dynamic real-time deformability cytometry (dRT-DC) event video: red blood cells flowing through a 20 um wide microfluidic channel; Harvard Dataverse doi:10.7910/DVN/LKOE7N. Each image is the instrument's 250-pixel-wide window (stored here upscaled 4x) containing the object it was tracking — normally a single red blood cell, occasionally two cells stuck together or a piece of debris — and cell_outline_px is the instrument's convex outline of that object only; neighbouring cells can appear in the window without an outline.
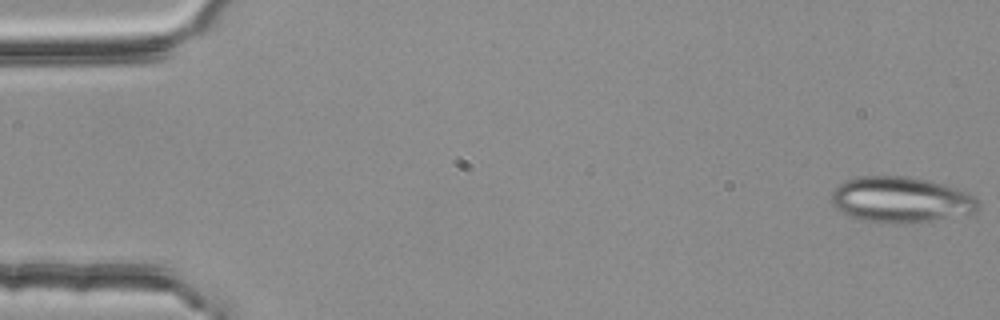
{"species": "common noctule bat (a hibernating species)", "species_latin": "Nyctalus noctula", "temperature_condition": "room temperature", "stored_images_in_passage": 5, "camera_frame_rate_fps": 3000, "um_per_image_px": 0.085, "animal": {"sex": "female", "body_mass_g": 25.1}, "frame": {"image": 1, "passage_image": 1, "time_ms": 0.0, "image_size_px": [1000, 320], "cell_outline_px": [[980, 208], [976, 212], [904, 224], [884, 224], [864, 220], [852, 216], [836, 208], [832, 204], [832, 192], [844, 180], [860, 176], [908, 176], [928, 180], [968, 192], [980, 200]], "centroid_in_image_um": [76.58, 16.97], "position_along_channel_um": 8.4, "area_um2": 39.07}}